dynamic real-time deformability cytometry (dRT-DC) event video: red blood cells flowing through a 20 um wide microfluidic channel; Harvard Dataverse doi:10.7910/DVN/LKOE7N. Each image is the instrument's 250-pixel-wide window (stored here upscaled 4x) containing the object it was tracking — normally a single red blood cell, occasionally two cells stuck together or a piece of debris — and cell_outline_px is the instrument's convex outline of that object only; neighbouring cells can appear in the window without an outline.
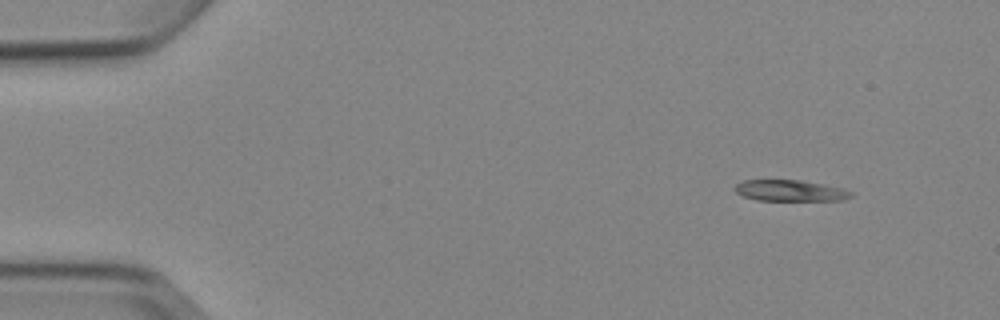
{"species": "Egyptian fruit bat (a non-hibernating species)", "species_latin": "Rousettus aegyptiacus", "temperature_condition": "cold", "stored_images_in_passage": 3, "camera_frame_rate_fps": 3000, "um_per_image_px": 0.085, "animal": {"sex": "female"}, "frame": {"image": 1, "passage_image": 1, "time_ms": 0.0, "image_size_px": [1000, 320], "cell_outline_px": [[852, 196], [844, 200], [756, 200], [744, 196], [736, 192], [732, 188], [736, 184], [744, 180], [800, 180], [824, 184], [844, 188], [852, 192]], "centroid_in_image_um": [67.17, 16.2], "position_along_channel_um": 17.8, "area_um2": 14.33}}
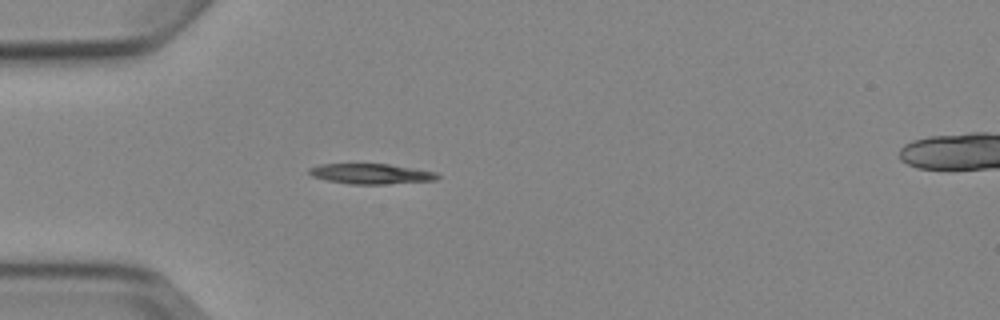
{"frame": {"image": 2, "passage_image": 3, "time_ms": 3.333, "image_size_px": [1000, 320], "cell_outline_px": [[440, 176], [436, 180], [384, 184], [348, 184], [328, 180], [312, 176], [308, 172], [308, 168], [320, 164], [388, 164], [436, 172]], "centroid_in_image_um": [31.52, 14.77], "position_along_channel_um": 53.5, "area_um2": 15.03}}